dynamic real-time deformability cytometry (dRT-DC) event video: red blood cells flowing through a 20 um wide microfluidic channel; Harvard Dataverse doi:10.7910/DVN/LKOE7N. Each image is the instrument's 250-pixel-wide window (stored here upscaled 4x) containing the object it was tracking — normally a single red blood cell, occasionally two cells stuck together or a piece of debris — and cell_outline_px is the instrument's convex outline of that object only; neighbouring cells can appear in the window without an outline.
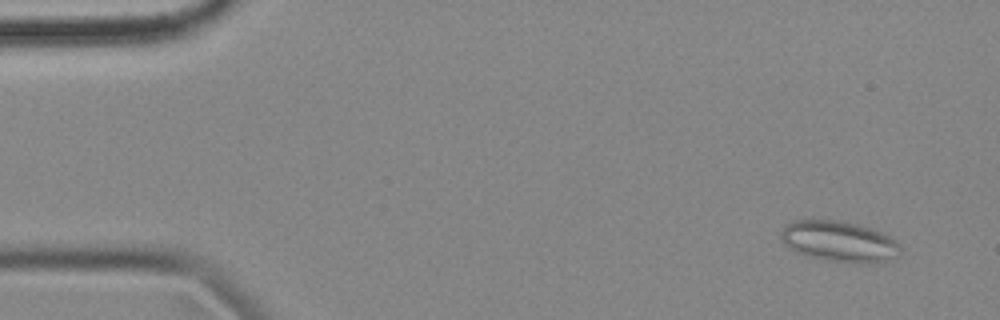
{"species": "common noctule bat (a hibernating species)", "species_latin": "Nyctalus noctula", "temperature_condition": "cold", "stored_images_in_passage": 6, "camera_frame_rate_fps": 3000, "um_per_image_px": 0.085, "animal": {"sex": "female", "body_mass_g": 18.4}, "frame": {"image": 1, "passage_image": 2, "time_ms": 0.333, "image_size_px": [1000, 320], "cell_outline_px": [[900, 252], [896, 256], [884, 260], [868, 264], [860, 264], [824, 260], [804, 256], [796, 252], [784, 244], [780, 236], [780, 232], [792, 220], [836, 220], [856, 224], [880, 232], [888, 236], [900, 248]], "centroid_in_image_um": [71.26, 20.54], "position_along_channel_um": 13.7, "area_um2": 28.15}}